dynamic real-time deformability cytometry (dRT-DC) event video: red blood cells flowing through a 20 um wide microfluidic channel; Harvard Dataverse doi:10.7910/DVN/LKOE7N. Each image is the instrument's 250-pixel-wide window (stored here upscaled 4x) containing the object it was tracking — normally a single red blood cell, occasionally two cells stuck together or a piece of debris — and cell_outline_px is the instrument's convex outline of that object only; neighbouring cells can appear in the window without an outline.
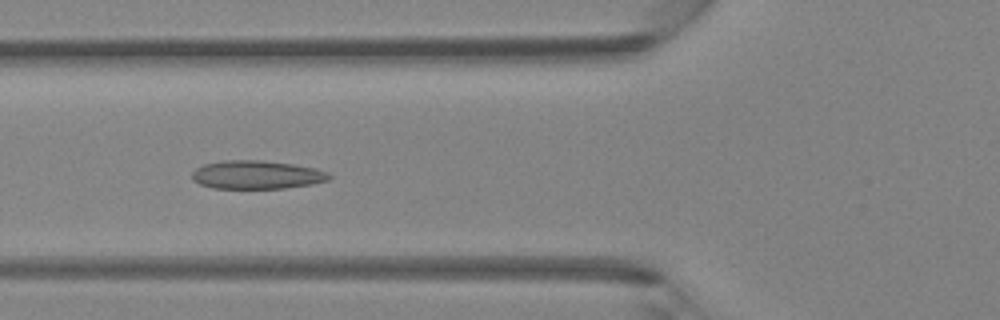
{"species": "Egyptian fruit bat (a non-hibernating species)", "species_latin": "Rousettus aegyptiacus", "temperature_condition": "room temperature", "stored_images_in_passage": 43, "camera_frame_rate_fps": 3000, "um_per_image_px": 0.085, "animal": {"sex": "female"}, "frame": {"image": 1, "passage_image": 15, "time_ms": 4.667, "image_size_px": [1000, 320], "cell_outline_px": [[332, 176], [328, 180], [312, 184], [284, 188], [212, 188], [200, 184], [192, 180], [192, 172], [196, 168], [204, 164], [224, 160], [260, 160], [292, 164], [316, 168], [328, 172]], "centroid_in_image_um": [21.81, 14.85], "position_along_channel_um": 104.0, "area_um2": 22.72}}
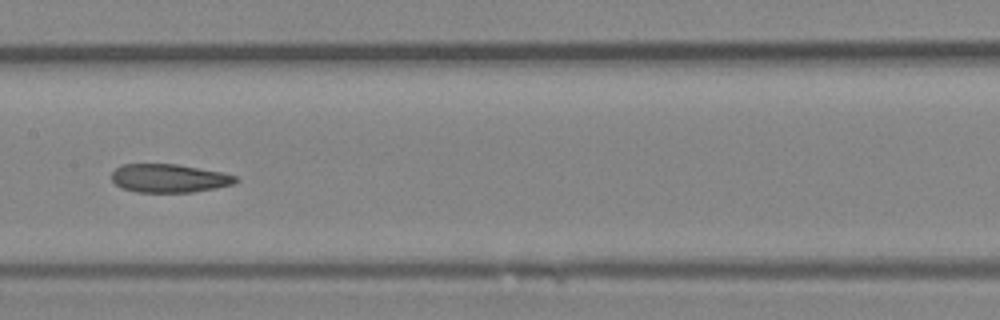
{"frame": {"image": 2, "passage_image": 21, "time_ms": 6.667, "image_size_px": [1000, 320], "cell_outline_px": [[240, 180], [232, 184], [216, 188], [192, 192], [136, 192], [120, 188], [112, 180], [112, 172], [120, 164], [176, 164], [220, 172], [236, 176]], "centroid_in_image_um": [14.34, 15.15], "position_along_channel_um": 193.1, "area_um2": 20.52}}
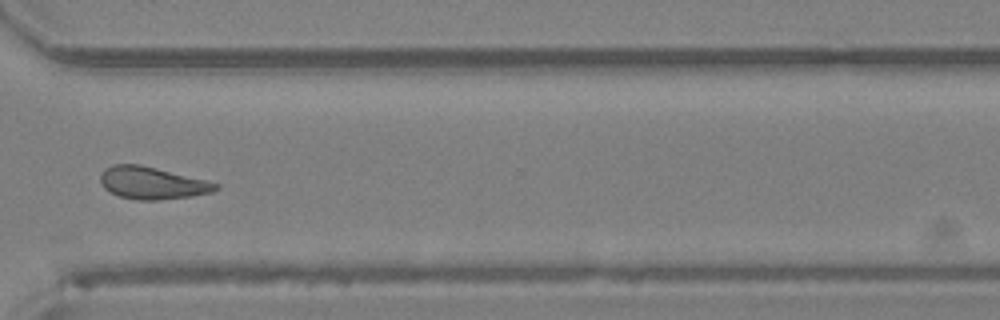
{"frame": {"image": 3, "passage_image": 32, "time_ms": 10.333, "image_size_px": [1000, 320], "cell_outline_px": [[220, 188], [212, 192], [188, 196], [156, 200], [136, 200], [120, 196], [104, 188], [100, 184], [100, 176], [104, 168], [112, 164], [140, 164], [208, 180], [220, 184]], "centroid_in_image_um": [12.93, 15.54], "position_along_channel_um": 357.7, "area_um2": 21.73}}